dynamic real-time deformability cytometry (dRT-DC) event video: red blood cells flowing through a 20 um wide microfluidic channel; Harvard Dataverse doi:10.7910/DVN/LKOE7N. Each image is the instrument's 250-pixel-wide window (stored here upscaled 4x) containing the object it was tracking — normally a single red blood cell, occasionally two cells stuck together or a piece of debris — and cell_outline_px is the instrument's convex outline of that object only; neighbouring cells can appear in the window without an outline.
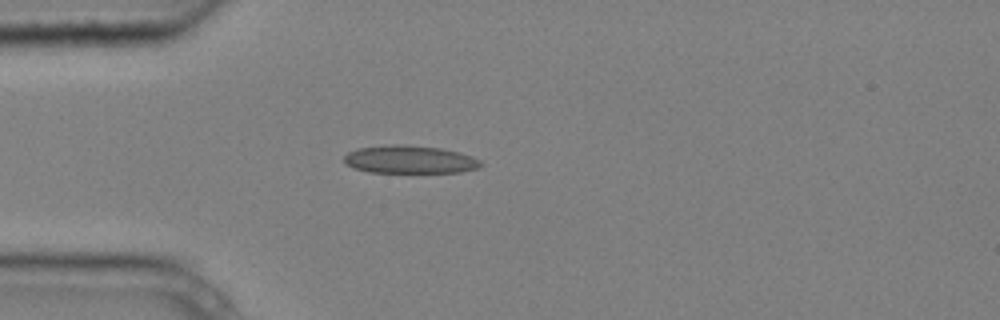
{"species": "common noctule bat (a hibernating species)", "species_latin": "Nyctalus noctula", "temperature_condition": "cold", "stored_images_in_passage": 3, "camera_frame_rate_fps": 3000, "um_per_image_px": 0.085, "animal": {"sex": "male", "body_mass_g": 20.4}, "frame": {"image": 1, "passage_image": 3, "time_ms": 0.667, "image_size_px": [1000, 320], "cell_outline_px": [[484, 164], [480, 168], [460, 172], [368, 172], [352, 168], [344, 164], [344, 156], [348, 152], [356, 148], [392, 144], [400, 144], [440, 148], [460, 152], [472, 156], [480, 160]], "centroid_in_image_um": [34.82, 13.56], "position_along_channel_um": 50.2, "area_um2": 22.48}}